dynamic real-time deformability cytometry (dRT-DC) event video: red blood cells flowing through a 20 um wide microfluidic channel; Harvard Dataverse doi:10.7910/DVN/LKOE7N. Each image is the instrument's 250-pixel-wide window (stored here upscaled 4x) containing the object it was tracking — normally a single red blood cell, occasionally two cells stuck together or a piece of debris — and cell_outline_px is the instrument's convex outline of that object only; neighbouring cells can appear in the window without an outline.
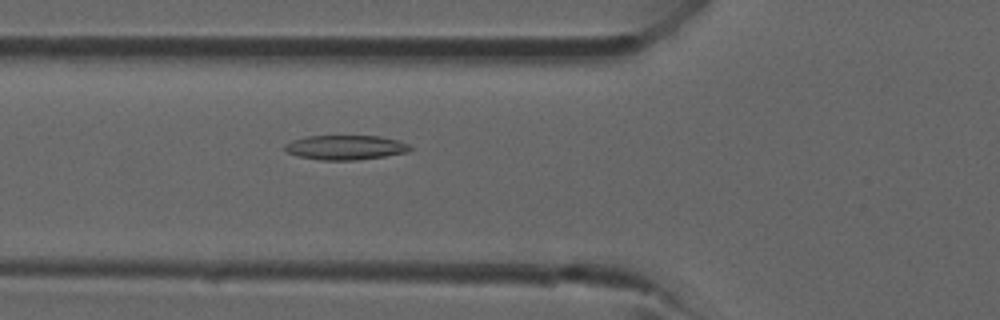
{"species": "common noctule bat (a hibernating species)", "species_latin": "Nyctalus noctula", "temperature_condition": "room temperature", "stored_images_in_passage": 29, "camera_frame_rate_fps": 3000, "um_per_image_px": 0.085, "animal": {"sex": "male", "forearm_length_mm": 52.5}, "frame": {"image": 1, "passage_image": 3, "time_ms": 0.667, "image_size_px": [1000, 320], "cell_outline_px": [[412, 148], [408, 152], [384, 156], [356, 160], [320, 160], [296, 156], [288, 152], [284, 148], [284, 144], [292, 140], [308, 136], [380, 136], [400, 140], [408, 144]], "centroid_in_image_um": [29.37, 12.53], "position_along_channel_um": 96.4, "area_um2": 17.98}}
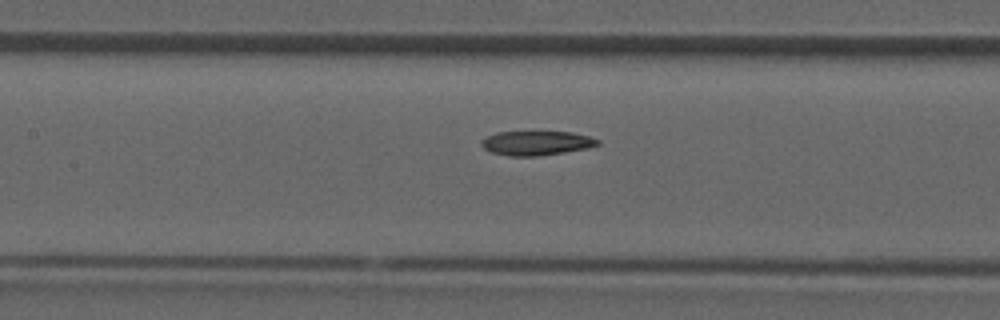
{"frame": {"image": 2, "passage_image": 7, "time_ms": 2.0, "image_size_px": [1000, 320], "cell_outline_px": [[600, 144], [588, 148], [564, 152], [536, 156], [508, 156], [492, 152], [484, 148], [480, 144], [480, 140], [496, 132], [572, 132], [588, 136], [600, 140]], "centroid_in_image_um": [45.59, 12.16], "position_along_channel_um": 161.8, "area_um2": 16.42}}
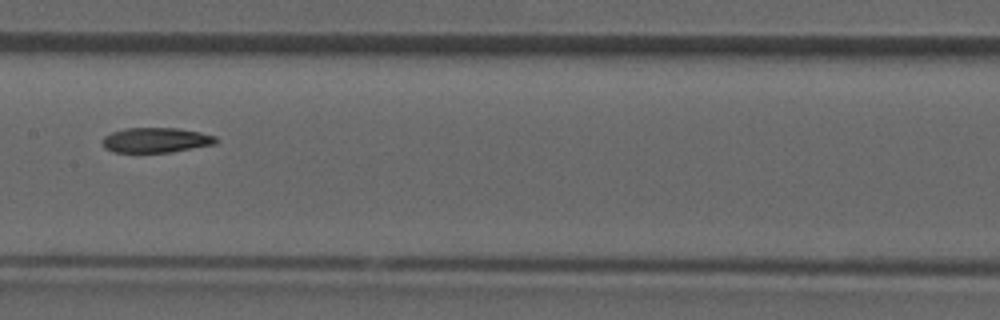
{"frame": {"image": 3, "passage_image": 9, "time_ms": 2.667, "image_size_px": [1000, 320], "cell_outline_px": [[216, 144], [172, 152], [112, 152], [104, 148], [100, 140], [104, 136], [112, 132], [124, 128], [176, 128], [200, 132], [216, 136]], "centroid_in_image_um": [13.21, 11.91], "position_along_channel_um": 194.2, "area_um2": 16.65}}